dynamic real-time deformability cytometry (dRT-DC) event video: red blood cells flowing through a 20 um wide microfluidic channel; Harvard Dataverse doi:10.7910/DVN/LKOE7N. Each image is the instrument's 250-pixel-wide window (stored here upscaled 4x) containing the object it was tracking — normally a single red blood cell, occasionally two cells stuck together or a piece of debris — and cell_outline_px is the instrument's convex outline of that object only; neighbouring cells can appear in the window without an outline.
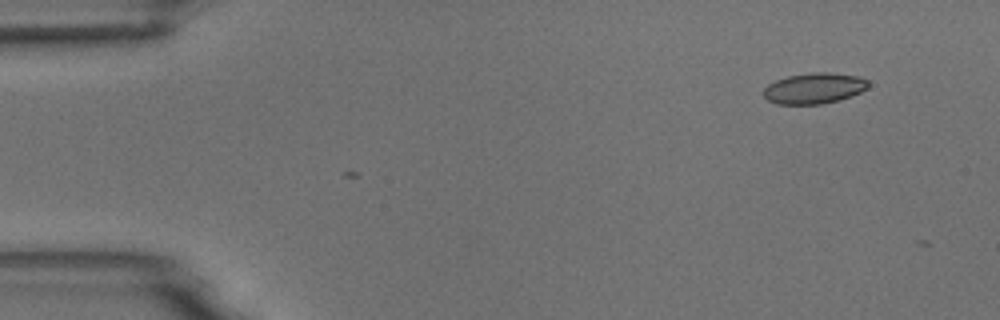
{"species": "common noctule bat (a hibernating species)", "species_latin": "Nyctalus noctula", "temperature_condition": "room temperature", "stored_images_in_passage": 2, "camera_frame_rate_fps": 3000, "um_per_image_px": 0.085, "animal": {"sex": "male", "body_mass_g": 18.8}, "frame": {"image": 1, "passage_image": 2, "time_ms": 1.0, "image_size_px": [1000, 320], "cell_outline_px": [[868, 88], [852, 96], [840, 100], [820, 104], [776, 104], [768, 100], [764, 96], [764, 88], [768, 84], [776, 80], [788, 76], [812, 72], [828, 72], [860, 76], [868, 80]], "centroid_in_image_um": [69.22, 7.5], "position_along_channel_um": 15.8, "area_um2": 18.9}}